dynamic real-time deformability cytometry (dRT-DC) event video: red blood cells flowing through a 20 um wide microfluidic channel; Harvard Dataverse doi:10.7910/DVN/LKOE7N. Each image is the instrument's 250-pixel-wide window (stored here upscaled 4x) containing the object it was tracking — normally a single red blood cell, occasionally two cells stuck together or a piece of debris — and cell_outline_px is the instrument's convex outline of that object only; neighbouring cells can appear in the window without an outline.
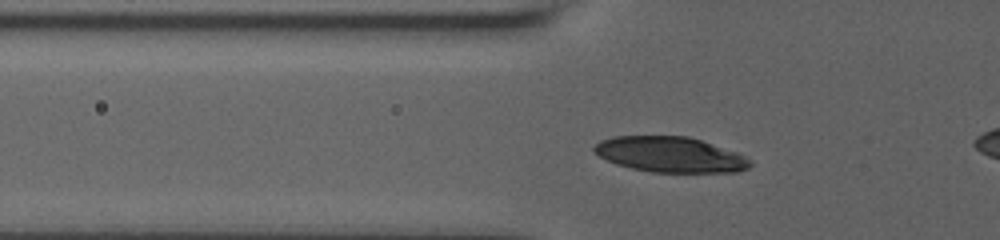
{"species": "human", "species_latin": "Homo sapiens", "temperature_condition": "room temperature", "stored_images_in_passage": 42, "camera_frame_rate_fps": 3000, "um_per_image_px": 0.085, "donor": {"sex": "male"}, "frame": {"image": 1, "passage_image": 4, "time_ms": 1.0, "image_size_px": [1000, 240], "cell_outline_px": [[752, 164], [748, 168], [736, 172], [652, 172], [632, 168], [616, 164], [592, 152], [592, 148], [600, 140], [612, 136], [688, 136], [736, 152], [744, 156]], "centroid_in_image_um": [56.92, 13.13], "position_along_channel_um": 68.9, "area_um2": 32.02}}
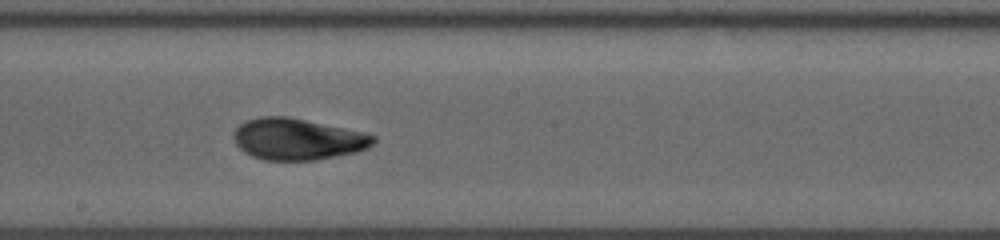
{"frame": {"image": 2, "passage_image": 17, "time_ms": 5.333, "image_size_px": [1000, 240], "cell_outline_px": [[376, 140], [368, 148], [356, 152], [316, 160], [264, 160], [252, 156], [244, 152], [236, 144], [232, 136], [236, 128], [240, 124], [248, 120], [260, 116], [288, 116], [368, 132], [376, 136]], "centroid_in_image_um": [25.32, 11.82], "position_along_channel_um": 222.9, "area_um2": 34.1}}
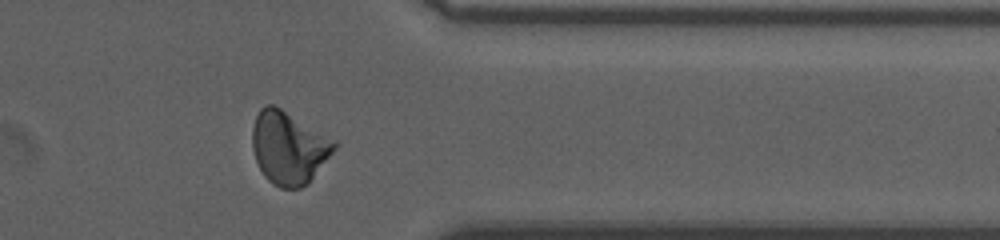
{"frame": {"image": 3, "passage_image": 31, "time_ms": 10.0, "image_size_px": [1000, 240], "cell_outline_px": [[340, 144], [308, 184], [300, 188], [280, 188], [272, 184], [264, 176], [256, 160], [252, 148], [252, 128], [256, 116], [260, 108], [268, 104], [272, 104], [280, 108], [340, 140]], "centroid_in_image_um": [24.59, 12.54], "position_along_channel_um": 386.8, "area_um2": 35.37}, "authors_computed_cell_mechanics": {"area_um2": 33.813, "velocity_mm_per_s": 3.6493, "shape_relaxation_time_tau1_ms": 5.0672, "shape_relaxation_time_tau2_ms": 1.1932, "deformation_change_tau1": 0.1558, "deformation_change_tau2": 0.0474}}